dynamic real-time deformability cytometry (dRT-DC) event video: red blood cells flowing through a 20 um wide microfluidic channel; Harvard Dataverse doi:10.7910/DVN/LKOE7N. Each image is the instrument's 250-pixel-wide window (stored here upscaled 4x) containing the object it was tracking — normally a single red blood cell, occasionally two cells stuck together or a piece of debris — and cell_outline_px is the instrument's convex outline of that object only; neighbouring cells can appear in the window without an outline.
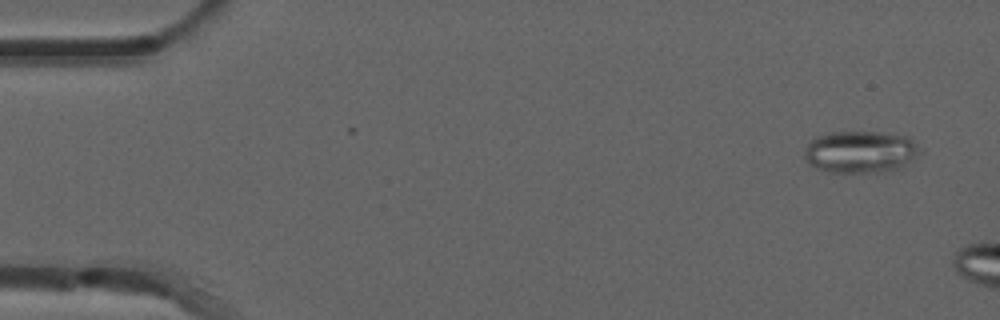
{"species": "common noctule bat (a hibernating species)", "species_latin": "Nyctalus noctula", "temperature_condition": "room temperature", "stored_images_in_passage": 3, "camera_frame_rate_fps": 3000, "um_per_image_px": 0.085, "animal": {"sex": "male", "forearm_length_mm": 52.5}, "frame": {"image": 1, "passage_image": 1, "time_ms": 0.0, "image_size_px": [1000, 320], "cell_outline_px": [[924, 152], [900, 168], [884, 172], [832, 172], [816, 168], [808, 164], [804, 156], [804, 152], [808, 144], [816, 136], [832, 132], [876, 132], [908, 136]], "centroid_in_image_um": [73.16, 12.91], "position_along_channel_um": 11.8, "area_um2": 28.44}}